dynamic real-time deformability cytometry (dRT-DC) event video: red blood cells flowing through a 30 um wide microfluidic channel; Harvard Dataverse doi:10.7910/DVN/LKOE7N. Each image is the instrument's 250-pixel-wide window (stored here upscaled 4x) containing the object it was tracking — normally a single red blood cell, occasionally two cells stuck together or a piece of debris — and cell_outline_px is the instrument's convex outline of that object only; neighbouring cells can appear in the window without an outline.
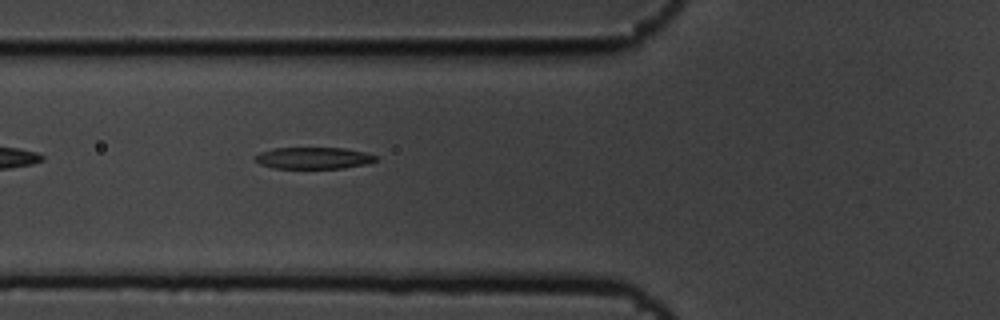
{"species": "common noctule bat (a hibernating species)", "species_latin": "Nyctalus noctula", "temperature_condition": "cold", "stored_images_in_passage": 7, "camera_frame_rate_fps": 3000, "um_per_image_px": 0.085, "animal": {"sex": "male", "body_mass_g": 19.5, "forearm_length_mm": 54.6}, "frame": {"image": 1, "passage_image": 7, "time_ms": 2.0, "image_size_px": [1000, 320], "cell_outline_px": [[376, 160], [368, 164], [344, 168], [272, 168], [260, 164], [252, 156], [260, 152], [276, 148], [344, 148], [364, 152], [376, 156]], "centroid_in_image_um": [26.63, 13.44], "position_along_channel_um": 99.2, "area_um2": 15.2}}